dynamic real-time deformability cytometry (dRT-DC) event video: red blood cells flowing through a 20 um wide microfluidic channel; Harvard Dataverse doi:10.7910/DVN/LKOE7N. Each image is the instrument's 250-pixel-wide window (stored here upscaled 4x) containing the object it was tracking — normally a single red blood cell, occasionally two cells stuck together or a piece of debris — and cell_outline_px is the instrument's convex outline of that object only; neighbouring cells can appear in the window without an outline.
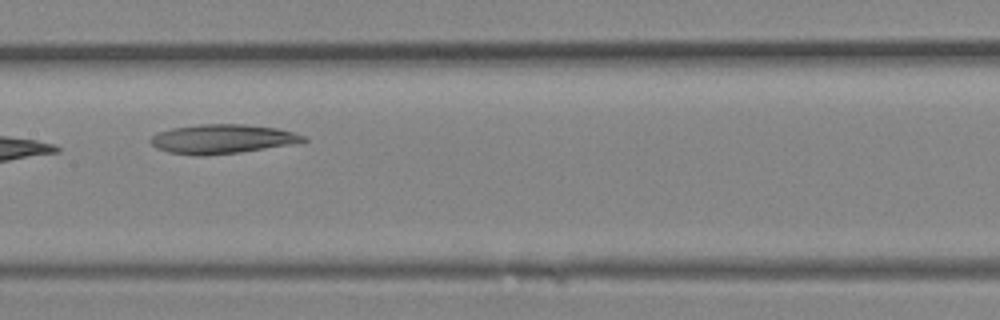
{"species": "Egyptian fruit bat (a non-hibernating species)", "species_latin": "Rousettus aegyptiacus", "temperature_condition": "room temperature", "stored_images_in_passage": 17, "camera_frame_rate_fps": 3000, "um_per_image_px": 0.085, "animal": {"sex": "female"}, "frame": {"image": 1, "passage_image": 6, "time_ms": 1.667, "image_size_px": [1000, 320], "cell_outline_px": [[308, 140], [264, 148], [240, 152], [204, 156], [196, 156], [168, 152], [156, 148], [148, 140], [156, 132], [172, 128], [200, 124], [244, 124], [276, 128], [308, 136]], "centroid_in_image_um": [18.81, 11.81], "position_along_channel_um": 188.6, "area_um2": 25.89}}